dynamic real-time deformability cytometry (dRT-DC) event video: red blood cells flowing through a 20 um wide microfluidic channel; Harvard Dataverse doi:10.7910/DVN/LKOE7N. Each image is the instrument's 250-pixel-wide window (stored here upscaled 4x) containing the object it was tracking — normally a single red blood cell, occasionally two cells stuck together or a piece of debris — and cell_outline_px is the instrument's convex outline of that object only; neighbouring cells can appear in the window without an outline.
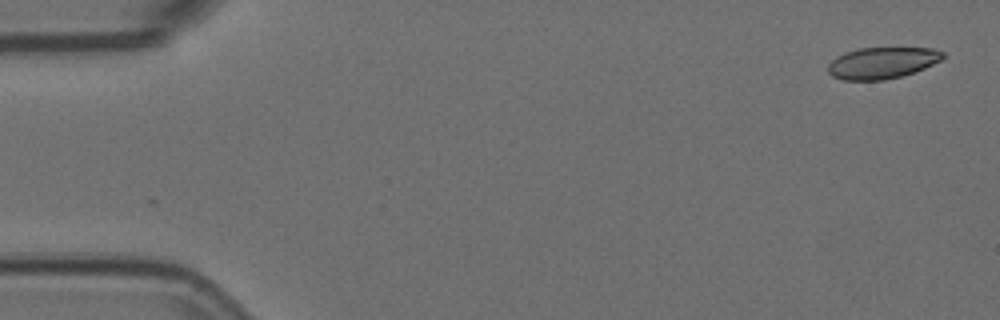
{"species": "Egyptian fruit bat (a non-hibernating species)", "species_latin": "Rousettus aegyptiacus", "temperature_condition": "room temperature", "stored_images_in_passage": 4, "camera_frame_rate_fps": 3000, "um_per_image_px": 0.085, "animal": {"sex": "female"}, "frame": {"image": 1, "passage_image": 1, "time_ms": 0.0, "image_size_px": [1000, 320], "cell_outline_px": [[944, 56], [940, 60], [924, 68], [900, 76], [884, 80], [844, 80], [832, 76], [828, 72], [828, 64], [836, 56], [860, 48], [932, 48], [944, 52]], "centroid_in_image_um": [74.96, 5.34], "position_along_channel_um": 10.0, "area_um2": 20.81}}
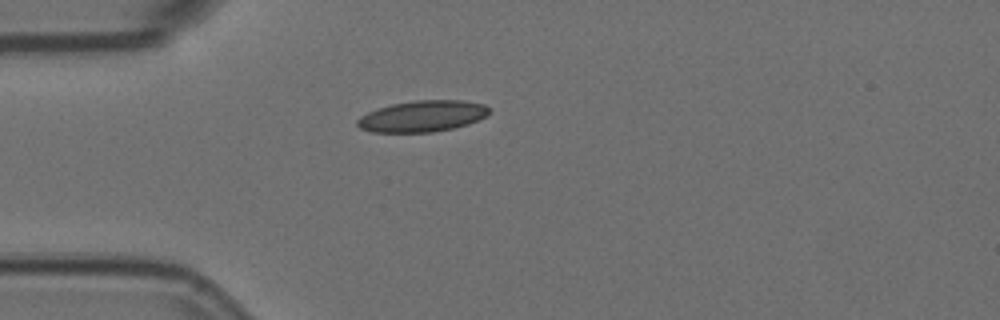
{"frame": {"image": 2, "passage_image": 4, "time_ms": 1.0, "image_size_px": [1000, 320], "cell_outline_px": [[488, 112], [484, 116], [468, 124], [452, 128], [432, 132], [372, 132], [360, 128], [356, 124], [356, 120], [360, 116], [368, 112], [392, 104], [416, 100], [460, 100], [484, 104], [488, 108]], "centroid_in_image_um": [35.86, 9.88], "position_along_channel_um": 49.1, "area_um2": 23.7}}